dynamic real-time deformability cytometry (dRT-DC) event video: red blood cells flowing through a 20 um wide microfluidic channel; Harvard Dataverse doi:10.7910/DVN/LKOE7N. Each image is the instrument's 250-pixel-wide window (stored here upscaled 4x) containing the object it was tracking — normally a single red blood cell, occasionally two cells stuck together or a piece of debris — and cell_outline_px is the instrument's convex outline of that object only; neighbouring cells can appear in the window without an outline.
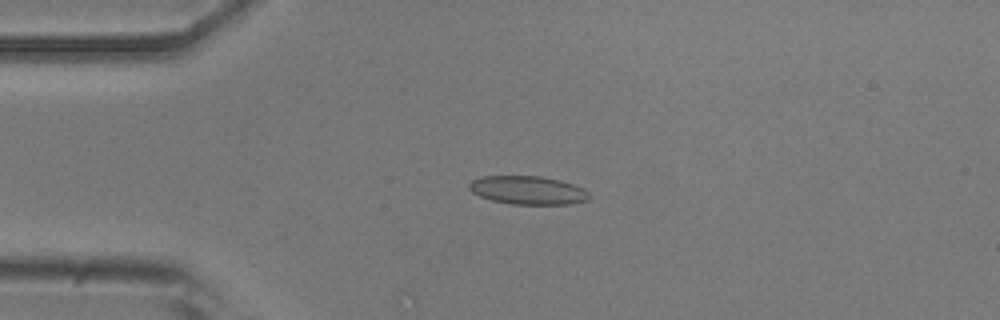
{"species": "common noctule bat (a hibernating species)", "species_latin": "Nyctalus noctula", "temperature_condition": "room temperature", "stored_images_in_passage": 28, "camera_frame_rate_fps": 3000, "um_per_image_px": 0.085, "animal": {"sex": "male", "body_mass_g": 20.5, "forearm_length_mm": 52.5}, "frame": {"image": 1, "passage_image": 13, "time_ms": 4.0, "image_size_px": [1000, 320], "cell_outline_px": [[588, 200], [572, 204], [512, 204], [492, 200], [480, 196], [472, 192], [468, 188], [468, 184], [472, 180], [480, 176], [540, 176], [560, 180], [584, 188], [588, 192]], "centroid_in_image_um": [44.85, 16.16], "position_along_channel_um": 40.1, "area_um2": 19.88}}
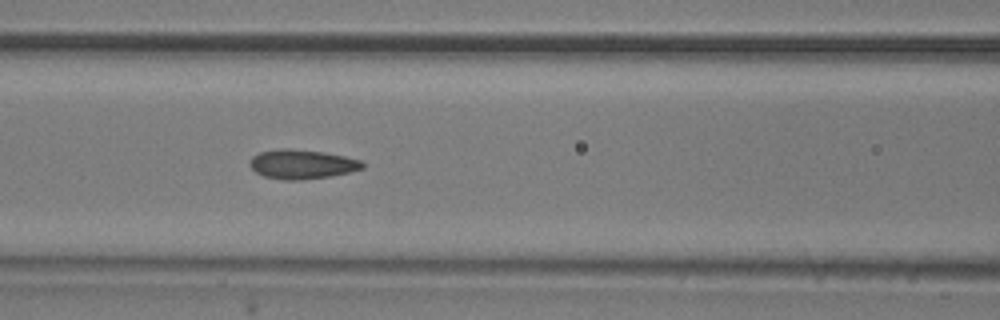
{"frame": {"image": 2, "passage_image": 23, "time_ms": 7.333, "image_size_px": [1000, 320], "cell_outline_px": [[364, 168], [332, 176], [300, 180], [284, 180], [264, 176], [256, 172], [248, 164], [252, 156], [260, 152], [280, 148], [288, 148], [324, 152], [344, 156], [360, 160], [364, 164]], "centroid_in_image_um": [25.65, 13.95], "position_along_channel_um": 141.0, "area_um2": 19.25}}
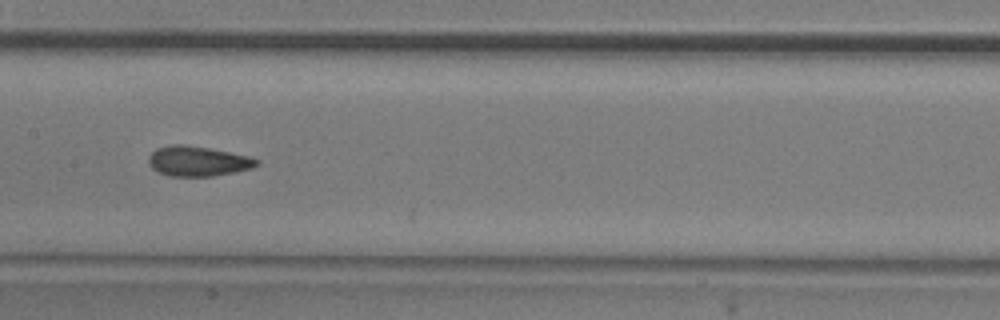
{"frame": {"image": 3, "passage_image": 27, "time_ms": 8.667, "image_size_px": [1000, 320], "cell_outline_px": [[260, 164], [252, 168], [236, 172], [212, 176], [168, 176], [152, 168], [148, 160], [148, 156], [156, 148], [172, 144], [184, 144], [208, 148], [252, 156], [260, 160]], "centroid_in_image_um": [16.86, 13.69], "position_along_channel_um": 190.5, "area_um2": 19.07}}